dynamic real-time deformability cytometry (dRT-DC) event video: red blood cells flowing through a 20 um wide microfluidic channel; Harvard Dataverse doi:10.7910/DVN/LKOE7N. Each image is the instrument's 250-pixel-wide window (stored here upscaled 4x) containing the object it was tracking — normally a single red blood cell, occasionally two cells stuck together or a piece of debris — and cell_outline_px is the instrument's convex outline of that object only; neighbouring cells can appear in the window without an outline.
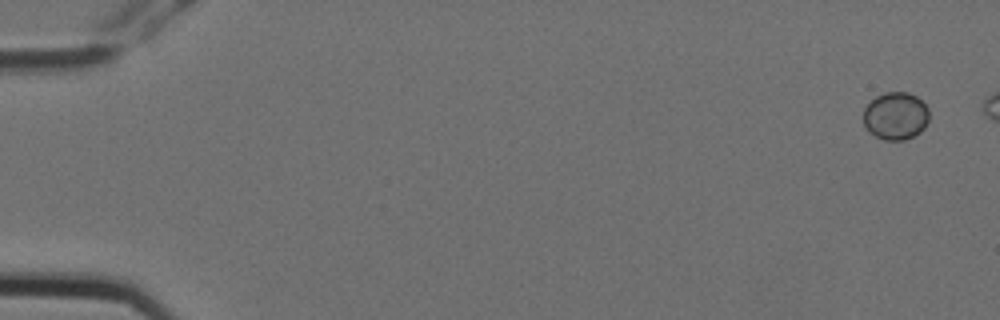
{"species": "Egyptian fruit bat (a non-hibernating species)", "species_latin": "Rousettus aegyptiacus", "temperature_condition": "cold", "stored_images_in_passage": 5, "camera_frame_rate_fps": 3000, "um_per_image_px": 0.085, "animal": {"sex": "female"}, "frame": {"image": 1, "passage_image": 1, "time_ms": 0.0, "image_size_px": [1000, 320], "cell_outline_px": [[928, 120], [924, 128], [920, 132], [904, 140], [884, 140], [868, 132], [864, 124], [864, 108], [876, 96], [884, 92], [908, 92], [916, 96], [928, 108]], "centroid_in_image_um": [76.12, 9.85], "position_along_channel_um": 8.9, "area_um2": 18.21}}